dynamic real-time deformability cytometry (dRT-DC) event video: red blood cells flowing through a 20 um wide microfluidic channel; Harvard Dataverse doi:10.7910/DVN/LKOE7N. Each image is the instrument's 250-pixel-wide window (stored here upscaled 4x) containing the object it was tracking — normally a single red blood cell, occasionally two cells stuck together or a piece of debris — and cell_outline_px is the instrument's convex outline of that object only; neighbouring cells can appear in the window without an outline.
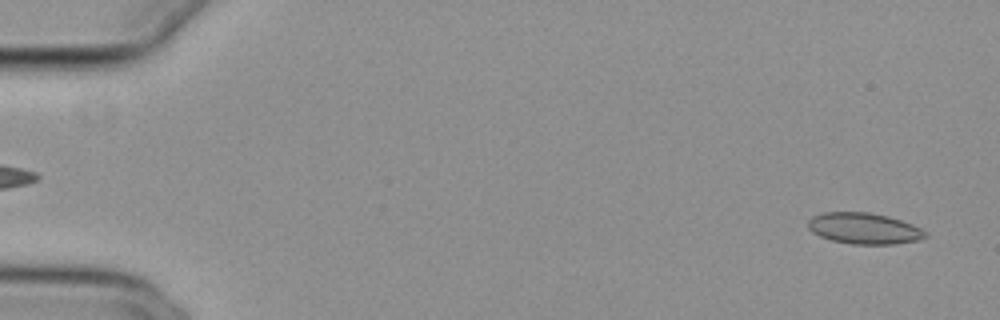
{"species": "common noctule bat (a hibernating species)", "species_latin": "Nyctalus noctula", "temperature_condition": "cold", "stored_images_in_passage": 53, "camera_frame_rate_fps": 3000, "um_per_image_px": 0.085, "animal": {"sex": "female", "body_mass_g": 29.2, "forearm_length_mm": 56.3}, "frame": {"image": 1, "passage_image": 2, "time_ms": 0.333, "image_size_px": [1000, 320], "cell_outline_px": [[928, 236], [920, 240], [896, 244], [852, 244], [832, 240], [820, 236], [812, 232], [808, 228], [808, 220], [812, 216], [824, 212], [868, 212], [888, 216], [912, 224], [928, 232]], "centroid_in_image_um": [73.46, 19.42], "position_along_channel_um": 11.5, "area_um2": 21.39}}
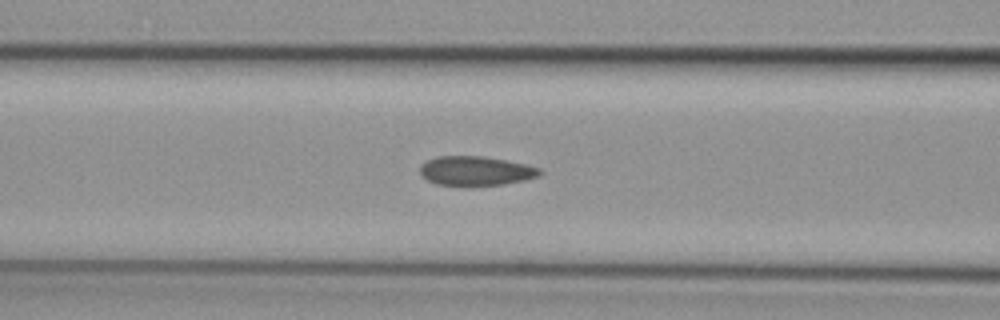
{"frame": {"image": 2, "passage_image": 22, "time_ms": 7.0, "image_size_px": [1000, 320], "cell_outline_px": [[544, 172], [540, 176], [524, 180], [504, 184], [436, 184], [428, 180], [420, 172], [420, 164], [436, 156], [484, 156], [524, 164], [540, 168]], "centroid_in_image_um": [40.46, 14.5], "position_along_channel_um": 126.1, "area_um2": 20.06}}
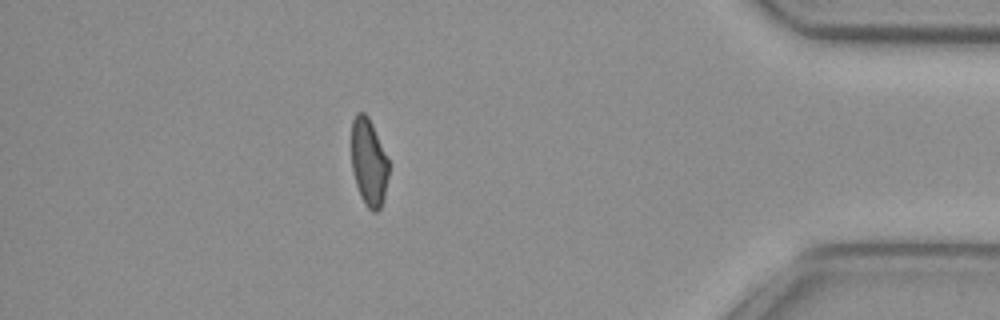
{"frame": {"image": 3, "passage_image": 47, "time_ms": 15.333, "image_size_px": [1000, 320], "cell_outline_px": [[388, 176], [384, 196], [380, 208], [376, 212], [372, 212], [364, 204], [360, 196], [352, 172], [352, 120], [356, 112], [364, 112], [368, 116], [372, 124], [388, 160]], "centroid_in_image_um": [31.33, 13.81], "position_along_channel_um": 403.9, "area_um2": 18.84}, "authors_computed_cell_mechanics": {"area_um2": 20.808, "velocity_mm_per_s": 3.8393, "shape_relaxation_time_tau1_ms": 11.2744, "shape_relaxation_time_tau2_ms": 2.9576, "deformation_change_tau1": 0.179, "deformation_change_tau2": 0.0663}}